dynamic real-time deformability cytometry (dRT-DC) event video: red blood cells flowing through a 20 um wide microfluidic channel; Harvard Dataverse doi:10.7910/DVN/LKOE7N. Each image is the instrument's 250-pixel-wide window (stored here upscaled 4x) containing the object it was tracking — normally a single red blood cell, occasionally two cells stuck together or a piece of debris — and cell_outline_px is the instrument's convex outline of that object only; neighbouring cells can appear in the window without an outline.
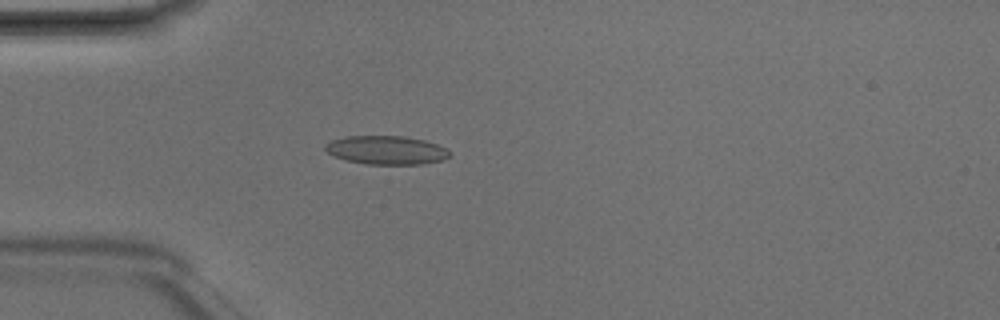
{"species": "Egyptian fruit bat (a non-hibernating species)", "species_latin": "Rousettus aegyptiacus", "temperature_condition": "room temperature", "stored_images_in_passage": 3, "camera_frame_rate_fps": 3000, "um_per_image_px": 0.085, "animal": {"sex": "male"}, "frame": {"image": 1, "passage_image": 3, "time_ms": 0.667, "image_size_px": [1000, 320], "cell_outline_px": [[452, 152], [444, 160], [420, 164], [368, 164], [344, 160], [328, 152], [324, 148], [324, 144], [332, 140], [344, 136], [404, 136], [424, 140], [448, 148]], "centroid_in_image_um": [32.85, 12.75], "position_along_channel_um": 52.1, "area_um2": 20.81}}